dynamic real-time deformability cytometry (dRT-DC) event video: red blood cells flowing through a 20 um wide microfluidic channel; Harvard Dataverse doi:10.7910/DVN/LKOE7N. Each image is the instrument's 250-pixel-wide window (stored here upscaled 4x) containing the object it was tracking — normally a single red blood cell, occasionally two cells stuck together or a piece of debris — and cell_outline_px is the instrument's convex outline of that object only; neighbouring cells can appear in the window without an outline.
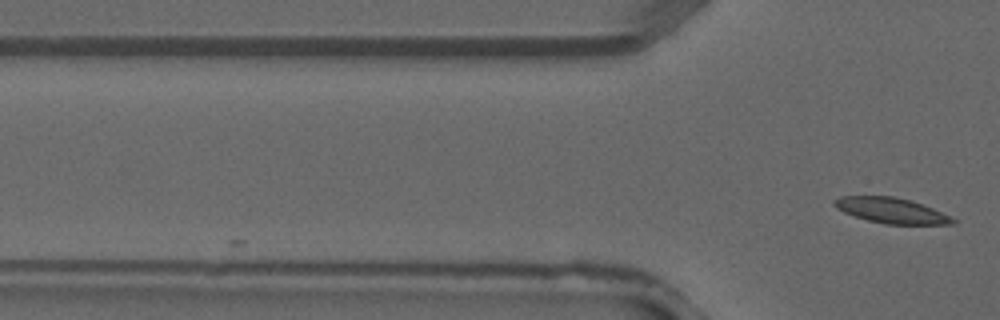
{"species": "common noctule bat (a hibernating species)", "species_latin": "Nyctalus noctula", "temperature_condition": "warm", "stored_images_in_passage": 2, "camera_frame_rate_fps": 3000, "um_per_image_px": 0.085, "animal": {"sex": "male", "forearm_length_mm": 52.5}, "frame": {"image": 1, "passage_image": 2, "time_ms": 0.333, "image_size_px": [1000, 320], "cell_outline_px": [[956, 224], [884, 224], [868, 220], [844, 212], [836, 208], [832, 204], [832, 200], [840, 196], [892, 196], [908, 200], [932, 208], [956, 220]], "centroid_in_image_um": [75.7, 17.89], "position_along_channel_um": 50.1, "area_um2": 17.28}}